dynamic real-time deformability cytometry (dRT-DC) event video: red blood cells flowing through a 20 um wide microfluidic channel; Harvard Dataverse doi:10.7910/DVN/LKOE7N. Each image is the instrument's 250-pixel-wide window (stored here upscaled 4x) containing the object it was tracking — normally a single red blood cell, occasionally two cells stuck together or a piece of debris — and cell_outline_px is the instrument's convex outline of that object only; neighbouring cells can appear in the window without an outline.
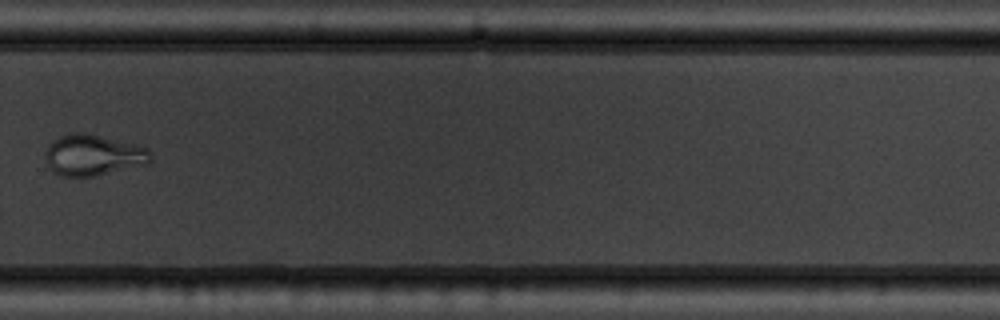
{"species": "common noctule bat (a hibernating species)", "species_latin": "Nyctalus noctula", "temperature_condition": "warm", "stored_images_in_passage": 15, "camera_frame_rate_fps": 3000, "um_per_image_px": 0.085, "animal": {"sex": "male", "body_mass_g": 19.5, "forearm_length_mm": 54.6}, "frame": {"image": 1, "passage_image": 11, "time_ms": 12.333, "image_size_px": [1000, 320], "cell_outline_px": [[152, 160], [148, 164], [96, 176], [60, 176], [48, 168], [44, 156], [48, 144], [52, 140], [60, 136], [76, 132], [84, 132], [148, 148], [152, 156]], "centroid_in_image_um": [7.89, 13.2], "position_along_channel_um": 321.9, "area_um2": 25.26}, "authors_computed_cell_mechanics": {"area_um2": 28.2064, "velocity_mm_per_s": 3.8071, "shape_relaxation_time_tau1_ms": 6.2983, "shape_relaxation_time_tau2_ms": 0.5992, "deformation_change_tau1": 0.1236, "deformation_change_tau2": 0.0328}}